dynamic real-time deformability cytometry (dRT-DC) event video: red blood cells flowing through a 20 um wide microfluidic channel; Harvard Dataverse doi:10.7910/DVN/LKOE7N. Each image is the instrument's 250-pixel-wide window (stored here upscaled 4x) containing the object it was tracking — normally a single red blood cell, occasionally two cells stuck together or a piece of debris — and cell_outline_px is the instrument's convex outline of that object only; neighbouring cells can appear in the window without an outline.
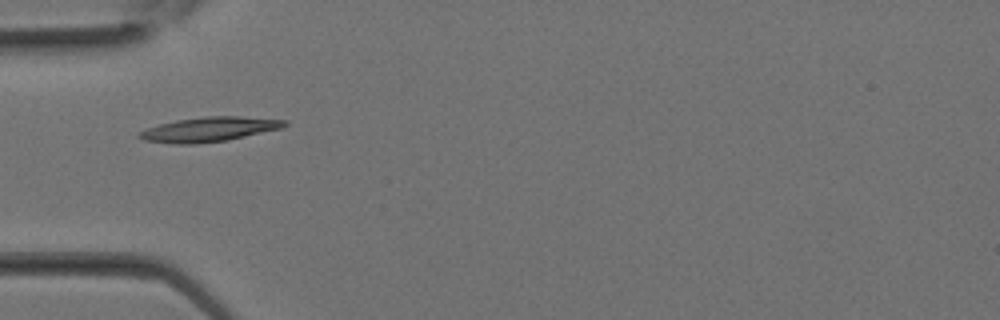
{"species": "Egyptian fruit bat (a non-hibernating species)", "species_latin": "Rousettus aegyptiacus", "temperature_condition": "room temperature", "stored_images_in_passage": 22, "camera_frame_rate_fps": 3000, "um_per_image_px": 0.085, "animal": {"sex": "female"}, "frame": {"image": 1, "passage_image": 1, "time_ms": 0.0, "image_size_px": [1000, 320], "cell_outline_px": [[288, 124], [284, 128], [228, 140], [196, 144], [172, 144], [144, 140], [136, 136], [136, 132], [160, 124], [176, 120], [208, 116], [240, 116], [288, 120]], "centroid_in_image_um": [17.8, 11.0], "position_along_channel_um": 67.2, "area_um2": 21.04}}
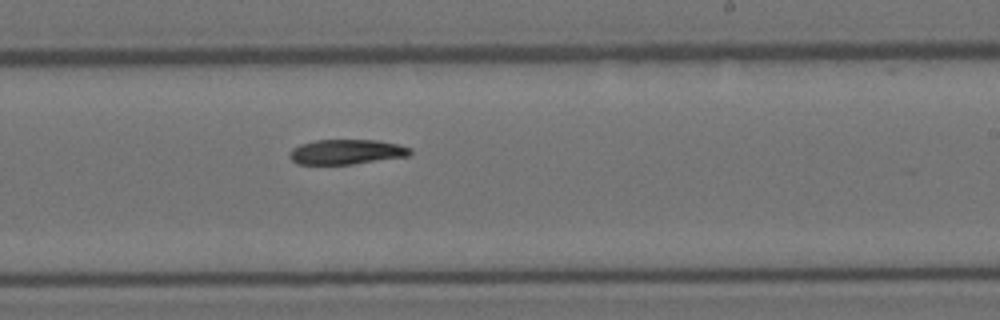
{"frame": {"image": 2, "passage_image": 10, "time_ms": 3.0, "image_size_px": [1000, 320], "cell_outline_px": [[412, 152], [408, 156], [352, 164], [296, 164], [288, 156], [292, 148], [300, 144], [316, 140], [380, 140], [412, 148]], "centroid_in_image_um": [29.44, 12.91], "position_along_channel_um": 259.6, "area_um2": 17.51}}
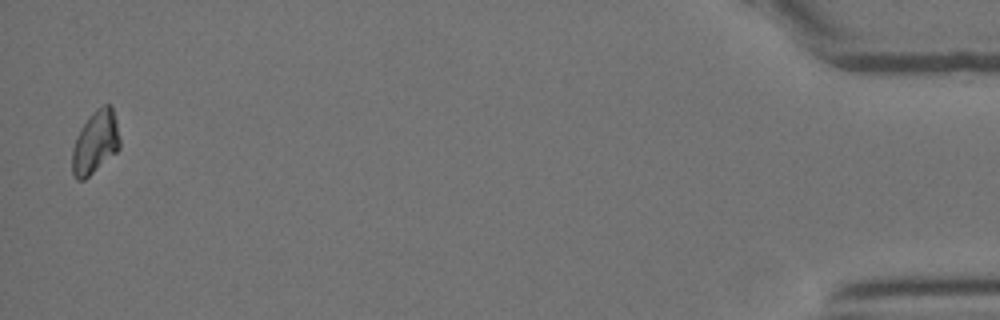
{"frame": {"image": 3, "passage_image": 22, "time_ms": 7.0, "image_size_px": [1000, 320], "cell_outline_px": [[120, 148], [116, 152], [84, 180], [76, 180], [72, 172], [72, 148], [76, 136], [84, 124], [96, 108], [104, 104], [112, 104], [116, 120], [120, 140]], "centroid_in_image_um": [8.1, 12.09], "position_along_channel_um": 427.1, "area_um2": 17.4}}